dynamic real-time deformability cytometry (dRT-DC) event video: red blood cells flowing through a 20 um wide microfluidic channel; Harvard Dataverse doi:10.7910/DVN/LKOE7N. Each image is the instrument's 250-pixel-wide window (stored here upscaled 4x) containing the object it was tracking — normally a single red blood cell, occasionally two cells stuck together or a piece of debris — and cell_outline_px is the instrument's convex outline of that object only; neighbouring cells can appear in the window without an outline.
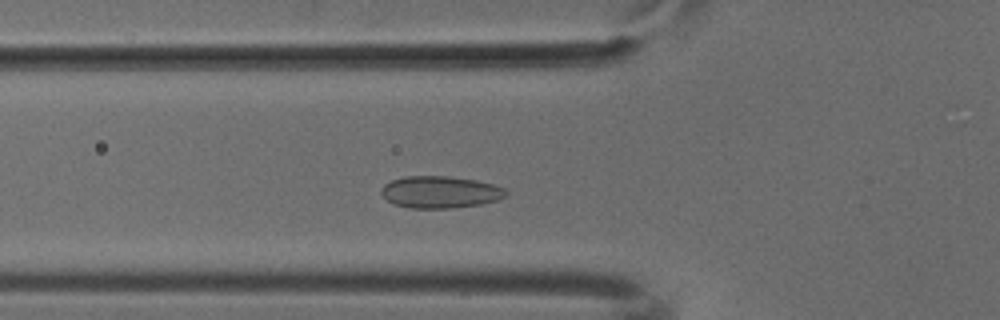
{"species": "common noctule bat (a hibernating species)", "species_latin": "Nyctalus noctula", "temperature_condition": "cold", "stored_images_in_passage": 35, "camera_frame_rate_fps": 3000, "um_per_image_px": 0.085, "animal": {"sex": "male", "body_mass_g": 18.8}, "frame": {"image": 1, "passage_image": 2, "time_ms": 0.333, "image_size_px": [1000, 320], "cell_outline_px": [[508, 196], [496, 200], [480, 204], [452, 208], [408, 208], [392, 204], [380, 192], [380, 188], [384, 184], [392, 180], [404, 176], [448, 176], [476, 180], [492, 184], [504, 188], [508, 192]], "centroid_in_image_um": [37.4, 16.33], "position_along_channel_um": 88.4, "area_um2": 23.35}}
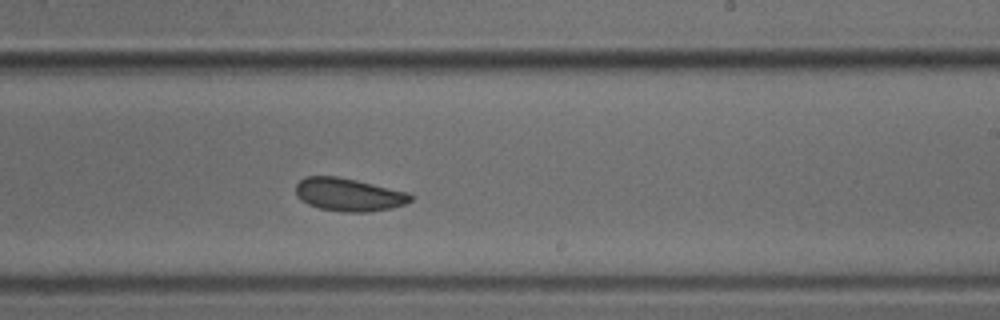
{"frame": {"image": 2, "passage_image": 15, "time_ms": 4.667, "image_size_px": [1000, 320], "cell_outline_px": [[412, 200], [404, 204], [392, 208], [368, 212], [348, 212], [320, 208], [308, 204], [296, 196], [296, 184], [304, 176], [336, 176], [356, 180], [408, 192], [412, 196]], "centroid_in_image_um": [29.63, 16.54], "position_along_channel_um": 259.4, "area_um2": 21.96}}
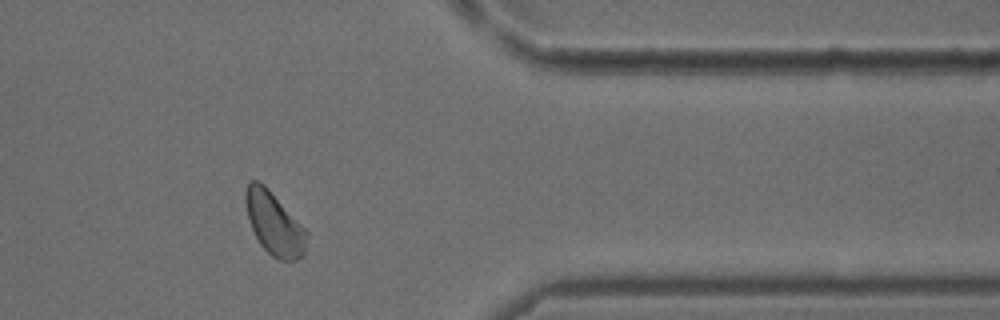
{"frame": {"image": 3, "passage_image": 26, "time_ms": 8.333, "image_size_px": [1000, 320], "cell_outline_px": [[308, 236], [304, 256], [296, 260], [280, 260], [272, 256], [260, 244], [248, 220], [244, 200], [244, 192], [248, 184], [252, 180], [256, 180], [264, 184], [268, 188], [308, 232]], "centroid_in_image_um": [23.3, 19.01], "position_along_channel_um": 388.1, "area_um2": 22.37}}